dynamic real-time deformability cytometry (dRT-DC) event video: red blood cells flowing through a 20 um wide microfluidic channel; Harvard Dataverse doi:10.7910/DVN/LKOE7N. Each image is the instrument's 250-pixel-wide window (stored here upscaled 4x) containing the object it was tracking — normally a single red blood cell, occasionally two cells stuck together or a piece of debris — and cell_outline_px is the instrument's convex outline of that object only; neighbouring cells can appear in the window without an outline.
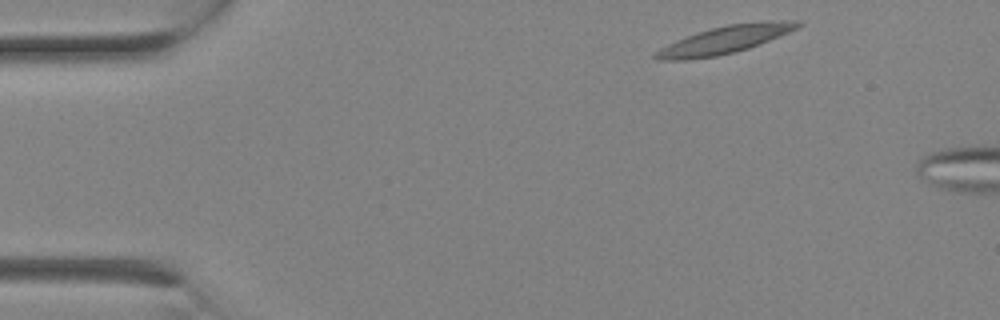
{"species": "Egyptian fruit bat (a non-hibernating species)", "species_latin": "Rousettus aegyptiacus", "temperature_condition": "room temperature", "stored_images_in_passage": 2, "camera_frame_rate_fps": 3000, "um_per_image_px": 0.085, "animal": {"sex": "female"}, "frame": {"image": 1, "passage_image": 1, "time_ms": 0.0, "image_size_px": [1000, 320], "cell_outline_px": [[804, 24], [780, 36], [748, 48], [736, 52], [716, 56], [688, 60], [656, 60], [652, 56], [660, 48], [676, 40], [712, 28], [728, 24], [772, 20], [804, 20]], "centroid_in_image_um": [61.65, 3.37], "position_along_channel_um": 23.4, "area_um2": 22.77}}